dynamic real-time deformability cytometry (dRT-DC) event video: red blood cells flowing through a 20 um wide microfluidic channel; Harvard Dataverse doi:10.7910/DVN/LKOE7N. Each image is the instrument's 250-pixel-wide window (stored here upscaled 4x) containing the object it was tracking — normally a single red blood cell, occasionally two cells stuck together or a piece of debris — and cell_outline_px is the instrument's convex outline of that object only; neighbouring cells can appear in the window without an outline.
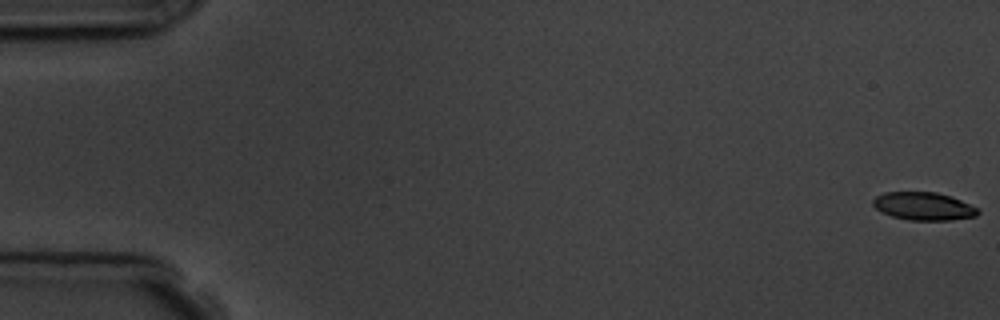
{"species": "common noctule bat (a hibernating species)", "species_latin": "Nyctalus noctula", "temperature_condition": "room temperature", "stored_images_in_passage": 5, "camera_frame_rate_fps": 3000, "um_per_image_px": 0.085, "animal": {"sex": "male", "body_mass_g": 19.5, "forearm_length_mm": 54.6}, "frame": {"image": 1, "passage_image": 1, "time_ms": 0.0, "image_size_px": [1000, 320], "cell_outline_px": [[980, 212], [976, 216], [952, 220], [908, 220], [892, 216], [876, 208], [872, 204], [872, 200], [876, 196], [884, 192], [936, 192], [960, 200], [980, 208]], "centroid_in_image_um": [78.52, 17.53], "position_along_channel_um": 6.5, "area_um2": 17.05}}
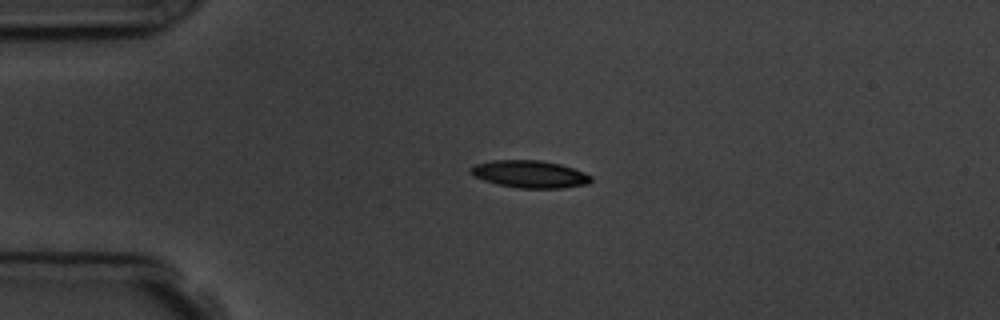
{"frame": {"image": 2, "passage_image": 4, "time_ms": 4.333, "image_size_px": [1000, 320], "cell_outline_px": [[592, 180], [588, 184], [560, 188], [520, 188], [496, 184], [472, 176], [468, 172], [468, 168], [476, 164], [492, 160], [540, 160], [560, 164], [584, 172], [592, 176]], "centroid_in_image_um": [44.99, 14.8], "position_along_channel_um": 40.0, "area_um2": 19.31}}